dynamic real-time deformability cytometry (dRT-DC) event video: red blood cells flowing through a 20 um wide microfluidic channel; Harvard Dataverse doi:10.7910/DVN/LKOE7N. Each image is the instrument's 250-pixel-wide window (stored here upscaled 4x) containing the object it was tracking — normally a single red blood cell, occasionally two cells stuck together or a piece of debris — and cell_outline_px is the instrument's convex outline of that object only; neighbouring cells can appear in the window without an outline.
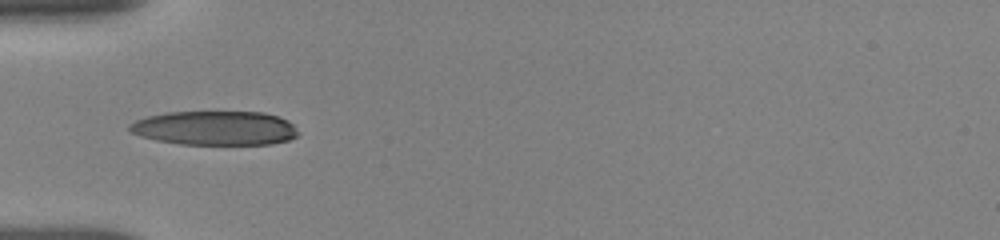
{"species": "human", "species_latin": "Homo sapiens", "temperature_condition": "room temperature", "stored_images_in_passage": 11, "camera_frame_rate_fps": 3000, "um_per_image_px": 0.085, "donor": {"sex": "female"}, "frame": {"image": 1, "passage_image": 2, "time_ms": 0.667, "image_size_px": [1000, 240], "cell_outline_px": [[296, 136], [288, 140], [272, 144], [180, 144], [156, 140], [140, 136], [132, 132], [128, 128], [128, 124], [136, 120], [148, 116], [164, 112], [264, 112], [280, 116], [288, 120], [292, 124], [296, 132]], "centroid_in_image_um": [18.25, 10.88], "position_along_channel_um": 66.7, "area_um2": 33.58}}
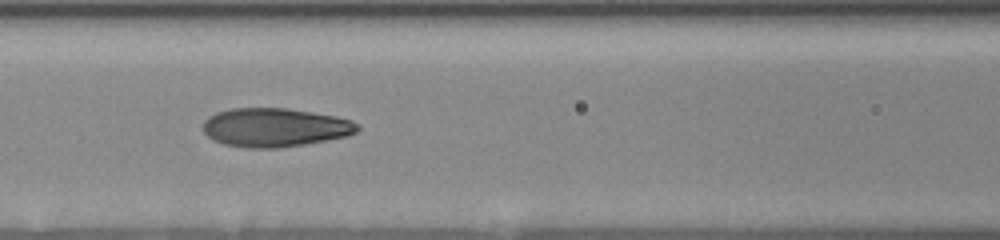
{"frame": {"image": 2, "passage_image": 7, "time_ms": 2.667, "image_size_px": [1000, 240], "cell_outline_px": [[360, 128], [356, 132], [348, 136], [304, 144], [276, 148], [244, 148], [224, 144], [212, 140], [204, 132], [204, 120], [208, 116], [216, 112], [232, 108], [288, 108], [336, 116], [352, 120]], "centroid_in_image_um": [23.35, 10.83], "position_along_channel_um": 143.3, "area_um2": 34.97}}
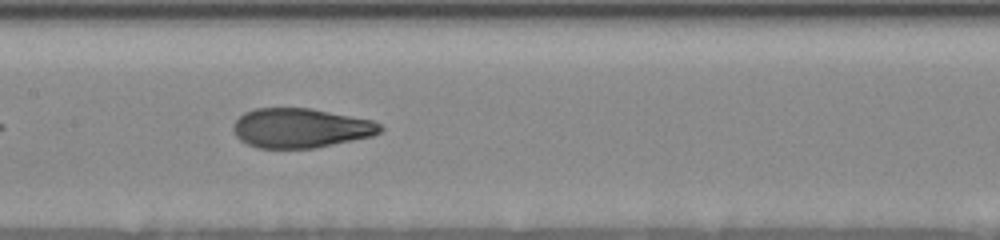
{"frame": {"image": 3, "passage_image": 10, "time_ms": 3.667, "image_size_px": [1000, 240], "cell_outline_px": [[384, 128], [380, 132], [372, 136], [316, 148], [256, 148], [240, 140], [236, 136], [232, 128], [236, 120], [244, 112], [256, 108], [308, 108], [372, 120], [380, 124]], "centroid_in_image_um": [25.54, 10.89], "position_along_channel_um": 181.9, "area_um2": 33.76}}